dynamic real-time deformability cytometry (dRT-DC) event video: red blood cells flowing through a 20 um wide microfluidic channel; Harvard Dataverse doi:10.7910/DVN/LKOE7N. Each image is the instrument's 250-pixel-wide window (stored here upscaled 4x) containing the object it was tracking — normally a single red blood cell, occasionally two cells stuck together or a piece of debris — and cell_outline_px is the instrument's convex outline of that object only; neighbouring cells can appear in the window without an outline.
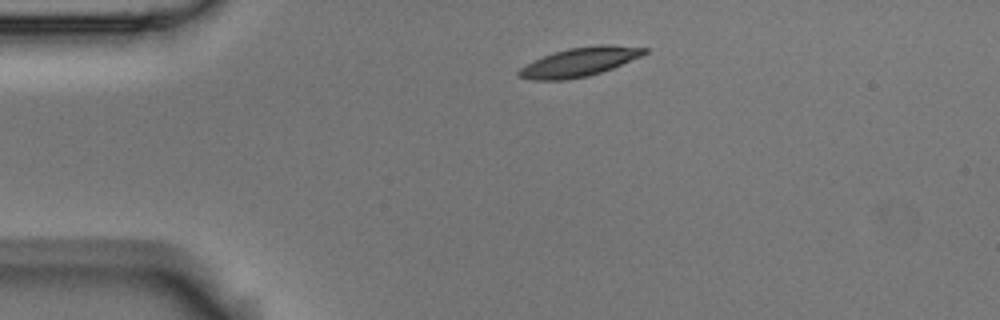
{"species": "Egyptian fruit bat (a non-hibernating species)", "species_latin": "Rousettus aegyptiacus", "temperature_condition": "room temperature", "stored_images_in_passage": 4, "camera_frame_rate_fps": 3000, "um_per_image_px": 0.085, "animal": {"sex": "male"}, "frame": {"image": 1, "passage_image": 4, "time_ms": 1.0, "image_size_px": [1000, 320], "cell_outline_px": [[648, 52], [640, 56], [612, 68], [588, 76], [564, 80], [532, 80], [516, 76], [516, 72], [520, 68], [532, 60], [552, 52], [568, 48], [596, 44], [612, 44], [648, 48]], "centroid_in_image_um": [49.21, 5.25], "position_along_channel_um": 35.8, "area_um2": 21.39}}